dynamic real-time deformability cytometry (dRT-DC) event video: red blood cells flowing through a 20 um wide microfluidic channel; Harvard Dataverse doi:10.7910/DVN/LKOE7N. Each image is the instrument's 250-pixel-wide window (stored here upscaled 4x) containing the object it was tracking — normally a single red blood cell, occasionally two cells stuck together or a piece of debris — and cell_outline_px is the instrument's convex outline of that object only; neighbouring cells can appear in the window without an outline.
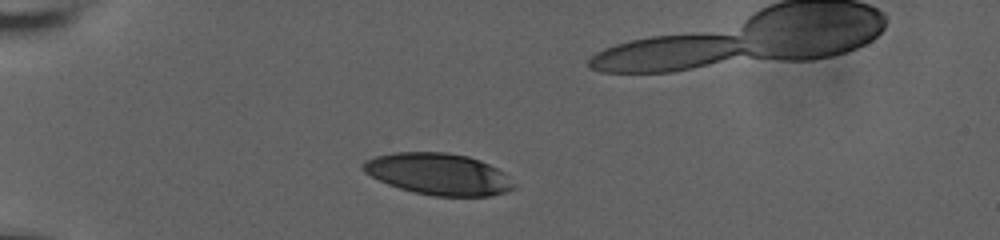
{"species": "human", "species_latin": "Homo sapiens", "temperature_condition": "room temperature", "stored_images_in_passage": 7, "camera_frame_rate_fps": 3000, "um_per_image_px": 0.085, "donor": {"sex": "male"}, "frame": {"image": 1, "passage_image": 1, "time_ms": 0.0, "image_size_px": [1000, 240], "cell_outline_px": [[516, 188], [492, 196], [432, 196], [400, 188], [388, 184], [364, 172], [360, 168], [360, 164], [364, 160], [376, 156], [396, 152], [444, 152], [468, 156], [480, 160], [504, 172], [516, 184]], "centroid_in_image_um": [37.27, 14.79], "position_along_channel_um": 47.7, "area_um2": 36.59}}
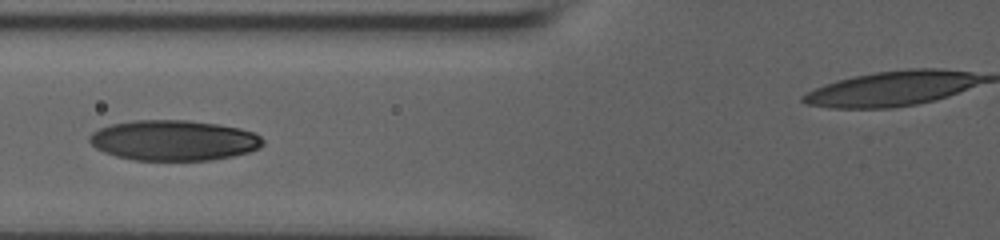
{"frame": {"image": 2, "passage_image": 5, "time_ms": 1.333, "image_size_px": [1000, 240], "cell_outline_px": [[264, 144], [260, 148], [248, 152], [232, 156], [212, 160], [132, 160], [116, 156], [104, 152], [96, 148], [88, 140], [88, 136], [92, 132], [100, 128], [112, 124], [136, 120], [188, 120], [216, 124], [240, 128], [252, 132], [260, 136], [264, 140]], "centroid_in_image_um": [14.76, 11.93], "position_along_channel_um": 111.0, "area_um2": 40.86}}